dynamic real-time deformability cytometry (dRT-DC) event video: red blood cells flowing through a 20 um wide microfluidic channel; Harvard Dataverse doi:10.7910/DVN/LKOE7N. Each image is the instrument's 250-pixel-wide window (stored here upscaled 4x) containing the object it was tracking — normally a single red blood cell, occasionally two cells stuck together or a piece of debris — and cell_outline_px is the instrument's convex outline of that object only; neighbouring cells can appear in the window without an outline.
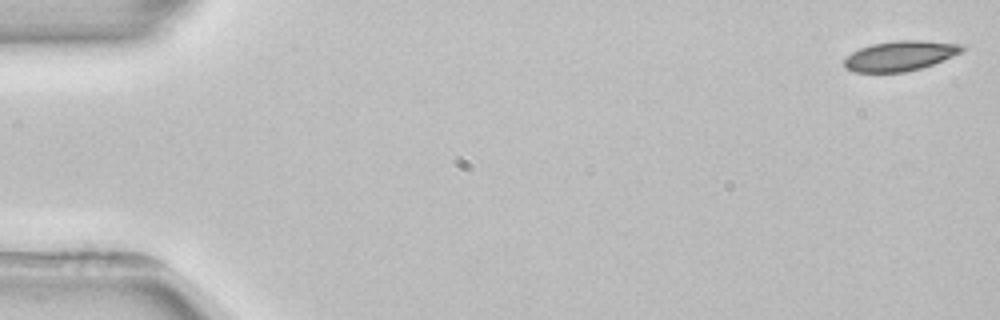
{"species": "common noctule bat (a hibernating species)", "species_latin": "Nyctalus noctula", "temperature_condition": "room temperature", "stored_images_in_passage": 6, "segment_of_instrument_passage": [2, 2], "camera_frame_rate_fps": 3000, "um_per_image_px": 0.085, "animal": {"sex": "female", "body_mass_g": 22.7, "forearm_length_mm": 54.2}, "frame": {"image": 1, "passage_image": 6, "time_ms": 7.333, "image_size_px": [1000, 320], "cell_outline_px": [[964, 48], [960, 52], [952, 56], [932, 64], [920, 68], [904, 72], [856, 72], [848, 68], [844, 64], [844, 60], [852, 52], [860, 48], [872, 44], [896, 40], [920, 40], [964, 44]], "centroid_in_image_um": [76.52, 4.73], "position_along_channel_um": 8.5, "area_um2": 20.29}}